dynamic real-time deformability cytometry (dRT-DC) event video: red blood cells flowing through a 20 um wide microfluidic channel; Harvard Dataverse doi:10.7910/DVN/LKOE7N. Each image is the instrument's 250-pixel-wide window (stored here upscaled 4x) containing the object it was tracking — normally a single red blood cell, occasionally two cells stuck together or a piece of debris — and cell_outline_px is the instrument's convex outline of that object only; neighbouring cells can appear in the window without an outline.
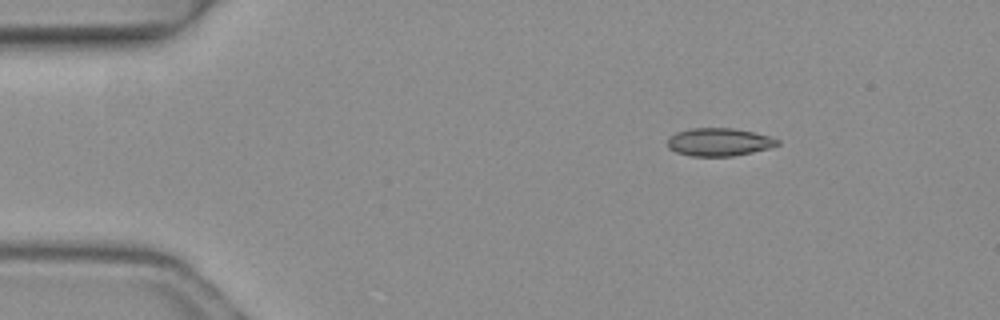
{"species": "common noctule bat (a hibernating species)", "species_latin": "Nyctalus noctula", "temperature_condition": "warm", "stored_images_in_passage": 6, "camera_frame_rate_fps": 3000, "um_per_image_px": 0.085, "animal": {"sex": "female", "body_mass_g": 19.3, "forearm_length_mm": 54.1}, "frame": {"image": 1, "passage_image": 1, "time_ms": 0.0, "image_size_px": [1000, 320], "cell_outline_px": [[780, 144], [768, 148], [752, 152], [732, 156], [692, 156], [676, 152], [668, 148], [668, 136], [676, 132], [692, 128], [732, 128], [752, 132], [768, 136], [780, 140]], "centroid_in_image_um": [61.09, 12.07], "position_along_channel_um": 23.9, "area_um2": 17.8}}
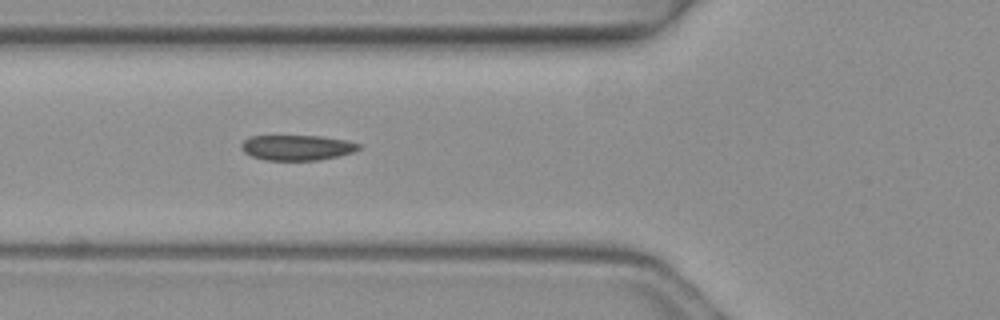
{"frame": {"image": 2, "passage_image": 4, "time_ms": 1.0, "image_size_px": [1000, 320], "cell_outline_px": [[360, 148], [352, 152], [336, 156], [316, 160], [264, 160], [252, 156], [244, 152], [240, 148], [240, 144], [248, 136], [324, 136], [348, 140], [360, 144]], "centroid_in_image_um": [25.21, 12.53], "position_along_channel_um": 100.6, "area_um2": 17.34}}
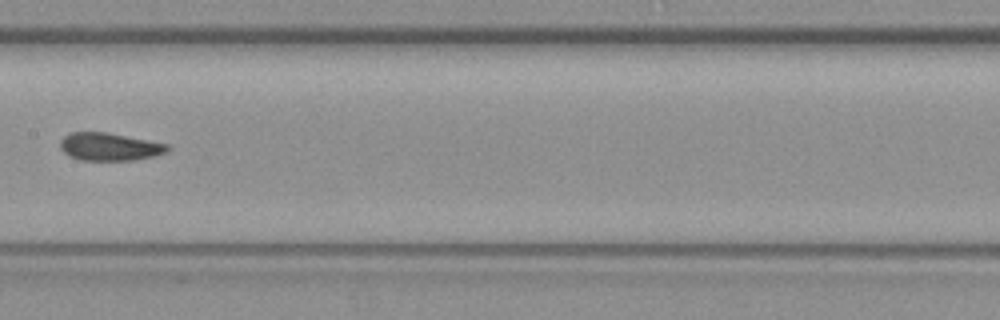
{"frame": {"image": 3, "passage_image": 6, "time_ms": 1.667, "image_size_px": [1000, 320], "cell_outline_px": [[172, 148], [168, 152], [156, 156], [132, 160], [80, 160], [68, 156], [60, 148], [60, 140], [64, 136], [72, 132], [108, 132], [168, 144]], "centroid_in_image_um": [9.33, 12.47], "position_along_channel_um": 198.1, "area_um2": 17.57}}